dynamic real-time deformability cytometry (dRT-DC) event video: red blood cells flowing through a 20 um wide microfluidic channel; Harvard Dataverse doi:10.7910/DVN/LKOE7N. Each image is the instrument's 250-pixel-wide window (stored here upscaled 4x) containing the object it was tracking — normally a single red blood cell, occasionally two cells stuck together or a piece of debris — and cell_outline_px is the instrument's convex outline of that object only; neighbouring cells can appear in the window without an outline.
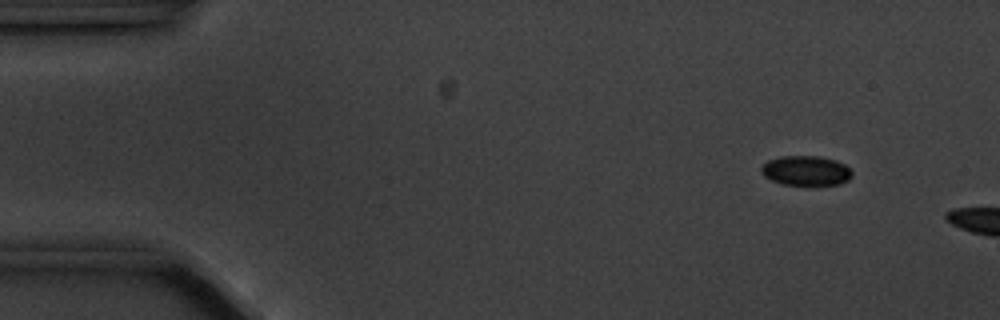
{"species": "common noctule bat (a hibernating species)", "species_latin": "Nyctalus noctula", "temperature_condition": "cold", "stored_images_in_passage": 10, "camera_frame_rate_fps": 3000, "um_per_image_px": 0.085, "animal": {"sex": "male", "body_mass_g": 20.1, "forearm_length_mm": 53.5}, "frame": {"image": 1, "passage_image": 6, "time_ms": 1.667, "image_size_px": [1000, 320], "cell_outline_px": [[852, 176], [848, 180], [840, 184], [816, 188], [780, 184], [764, 176], [760, 172], [760, 168], [768, 160], [780, 156], [820, 156], [836, 160], [844, 164], [852, 172]], "centroid_in_image_um": [68.52, 14.56], "position_along_channel_um": 16.5, "area_um2": 16.53}}